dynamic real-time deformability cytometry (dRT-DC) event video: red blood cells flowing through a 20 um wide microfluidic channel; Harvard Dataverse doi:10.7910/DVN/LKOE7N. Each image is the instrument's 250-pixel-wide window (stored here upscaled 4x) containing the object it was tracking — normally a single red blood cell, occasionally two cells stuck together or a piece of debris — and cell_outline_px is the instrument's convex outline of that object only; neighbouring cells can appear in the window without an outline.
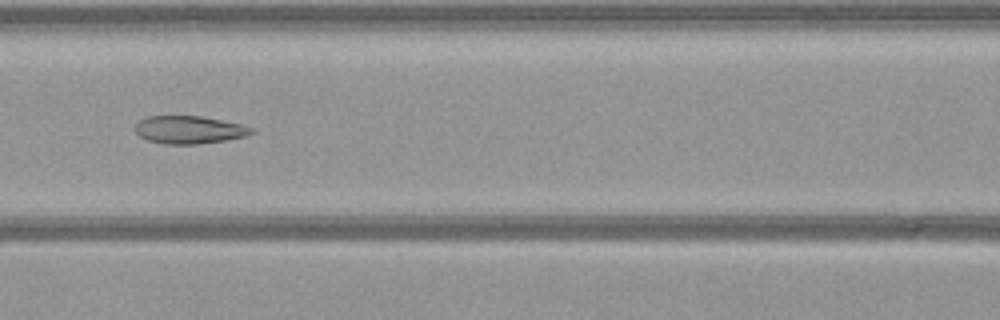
{"species": "common noctule bat (a hibernating species)", "species_latin": "Nyctalus noctula", "temperature_condition": "warm", "stored_images_in_passage": 41, "camera_frame_rate_fps": 3000, "um_per_image_px": 0.085, "animal": {"sex": "female", "body_mass_g": 21.9}, "frame": {"image": 1, "passage_image": 11, "time_ms": 3.333, "image_size_px": [1000, 320], "cell_outline_px": [[256, 132], [244, 136], [224, 140], [196, 144], [164, 144], [148, 140], [140, 136], [136, 132], [136, 124], [140, 120], [148, 116], [200, 116], [240, 124], [252, 128]], "centroid_in_image_um": [16.06, 11.03], "position_along_channel_um": 150.5, "area_um2": 18.55}}
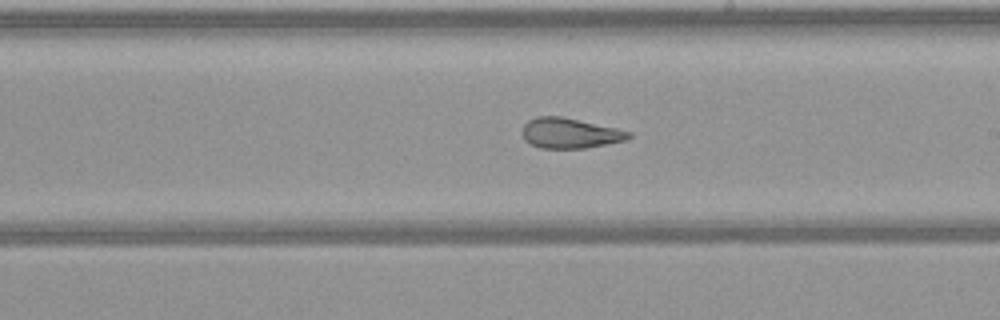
{"frame": {"image": 2, "passage_image": 18, "time_ms": 5.667, "image_size_px": [1000, 320], "cell_outline_px": [[632, 136], [628, 140], [584, 148], [540, 148], [524, 140], [520, 132], [524, 124], [528, 120], [536, 116], [564, 116], [616, 128], [632, 132]], "centroid_in_image_um": [48.43, 11.31], "position_along_channel_um": 240.6, "area_um2": 19.02}}
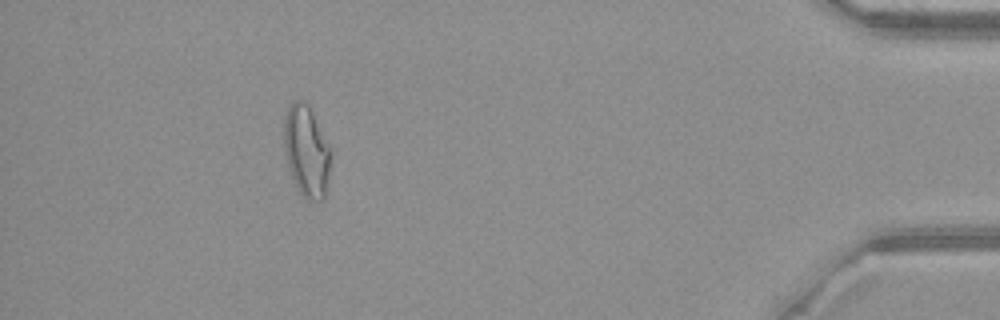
{"frame": {"image": 3, "passage_image": 36, "time_ms": 11.667, "image_size_px": [1000, 320], "cell_outline_px": [[332, 152], [324, 200], [304, 200], [296, 188], [292, 180], [284, 152], [284, 116], [292, 100], [308, 100], [332, 148]], "centroid_in_image_um": [26.06, 12.8], "position_along_channel_um": 409.1, "area_um2": 25.89}}